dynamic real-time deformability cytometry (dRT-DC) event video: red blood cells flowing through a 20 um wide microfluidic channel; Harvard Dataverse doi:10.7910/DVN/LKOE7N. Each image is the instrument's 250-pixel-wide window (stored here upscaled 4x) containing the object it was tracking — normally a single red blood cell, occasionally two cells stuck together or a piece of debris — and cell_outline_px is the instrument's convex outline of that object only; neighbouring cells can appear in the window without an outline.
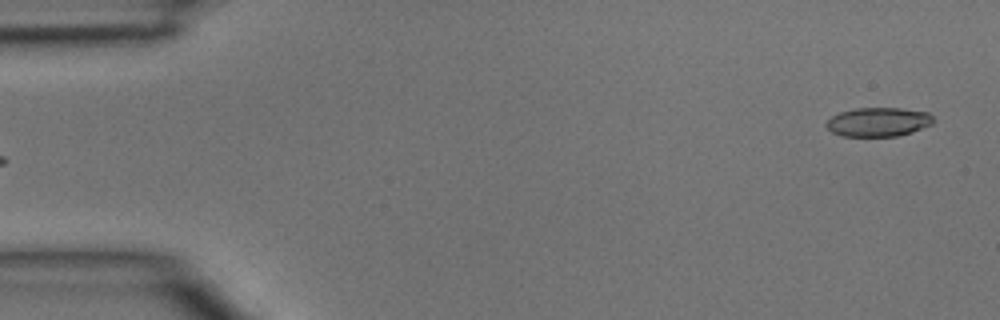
{"species": "common noctule bat (a hibernating species)", "species_latin": "Nyctalus noctula", "temperature_condition": "room temperature", "stored_images_in_passage": 3, "segment_of_instrument_passage": [2, 2], "camera_frame_rate_fps": 3000, "um_per_image_px": 0.085, "animal": {"sex": "male", "body_mass_g": 15.6}, "frame": {"image": 1, "passage_image": 3, "time_ms": 0.667, "image_size_px": [1000, 320], "cell_outline_px": [[932, 124], [912, 132], [896, 136], [844, 136], [832, 132], [824, 124], [832, 116], [840, 112], [856, 108], [900, 108], [928, 112], [932, 116]], "centroid_in_image_um": [74.64, 10.36], "position_along_channel_um": 10.4, "area_um2": 17.98}}